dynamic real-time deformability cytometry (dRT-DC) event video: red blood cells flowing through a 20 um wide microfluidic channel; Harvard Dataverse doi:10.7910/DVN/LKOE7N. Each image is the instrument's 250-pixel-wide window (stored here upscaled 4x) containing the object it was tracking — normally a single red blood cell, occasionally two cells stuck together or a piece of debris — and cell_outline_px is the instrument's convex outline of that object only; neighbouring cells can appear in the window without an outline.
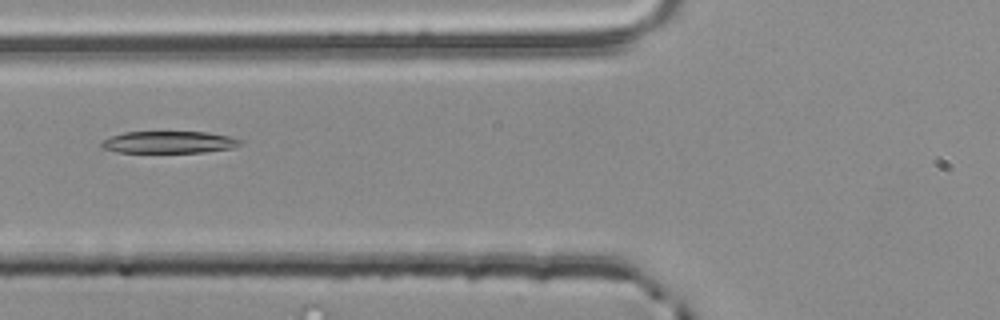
{"species": "common noctule bat (a hibernating species)", "species_latin": "Nyctalus noctula", "temperature_condition": "room temperature", "stored_images_in_passage": 4, "camera_frame_rate_fps": 3000, "um_per_image_px": 0.085, "animal": {"sex": "male", "body_mass_g": 20.4}, "frame": {"image": 1, "passage_image": 4, "time_ms": 1.0, "image_size_px": [1000, 320], "cell_outline_px": [[244, 140], [240, 144], [232, 148], [204, 152], [116, 152], [104, 148], [100, 144], [104, 140], [112, 136], [124, 132], [208, 132], [228, 136]], "centroid_in_image_um": [14.39, 12.08], "position_along_channel_um": 111.4, "area_um2": 17.63}}